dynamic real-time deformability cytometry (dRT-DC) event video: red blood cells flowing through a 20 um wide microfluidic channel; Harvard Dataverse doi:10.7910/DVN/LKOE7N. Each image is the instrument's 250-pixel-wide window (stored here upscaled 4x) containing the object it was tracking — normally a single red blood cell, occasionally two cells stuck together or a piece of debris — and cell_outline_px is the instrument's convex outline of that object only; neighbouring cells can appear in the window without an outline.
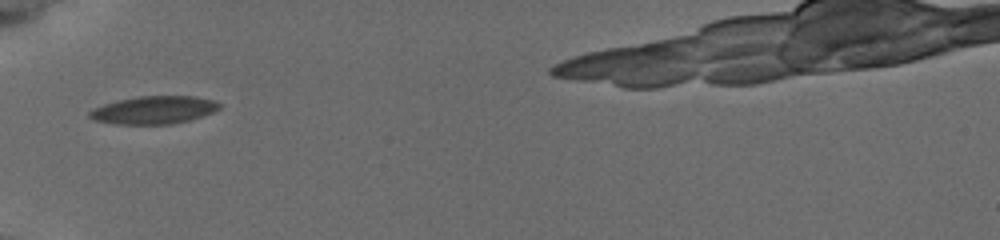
{"species": "common noctule bat (a hibernating species)", "species_latin": "Nyctalus noctula", "temperature_condition": "cold", "stored_images_in_passage": 32, "camera_frame_rate_fps": 3000, "um_per_image_px": 0.085, "animal": {"sex": "female", "body_mass_g": 19.5, "forearm_length_mm": 54.1}, "frame": {"image": 1, "passage_image": 4, "time_ms": 2.0, "image_size_px": [1000, 240], "cell_outline_px": [[220, 108], [212, 112], [188, 120], [168, 124], [116, 124], [96, 120], [88, 116], [88, 112], [92, 108], [116, 100], [136, 96], [196, 96], [212, 100], [220, 104]], "centroid_in_image_um": [13.03, 9.34], "position_along_channel_um": 72.0, "area_um2": 20.92}}
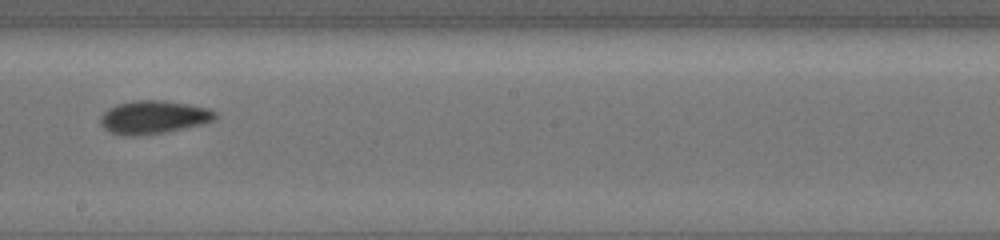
{"frame": {"image": 2, "passage_image": 16, "time_ms": 6.333, "image_size_px": [1000, 240], "cell_outline_px": [[216, 120], [204, 124], [164, 132], [136, 136], [124, 136], [112, 132], [104, 128], [100, 124], [100, 116], [108, 108], [116, 104], [132, 100], [164, 100], [212, 108], [216, 112]], "centroid_in_image_um": [13.07, 9.95], "position_along_channel_um": 235.1, "area_um2": 22.48}}
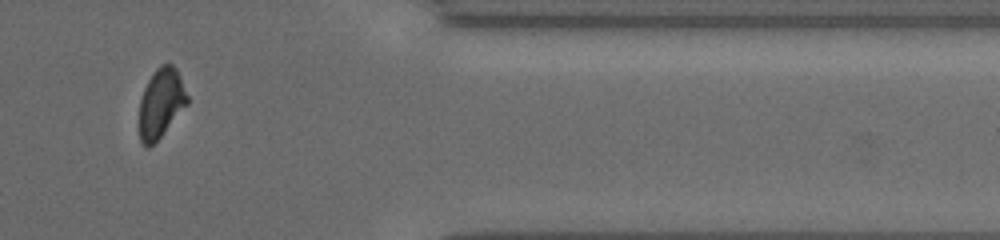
{"frame": {"image": 3, "passage_image": 27, "time_ms": 11.0, "image_size_px": [1000, 240], "cell_outline_px": [[188, 104], [160, 136], [148, 148], [144, 148], [140, 140], [140, 100], [144, 88], [152, 72], [160, 64], [172, 64], [176, 68], [180, 76], [188, 96]], "centroid_in_image_um": [13.68, 8.74], "position_along_channel_um": 397.7, "area_um2": 19.25}}